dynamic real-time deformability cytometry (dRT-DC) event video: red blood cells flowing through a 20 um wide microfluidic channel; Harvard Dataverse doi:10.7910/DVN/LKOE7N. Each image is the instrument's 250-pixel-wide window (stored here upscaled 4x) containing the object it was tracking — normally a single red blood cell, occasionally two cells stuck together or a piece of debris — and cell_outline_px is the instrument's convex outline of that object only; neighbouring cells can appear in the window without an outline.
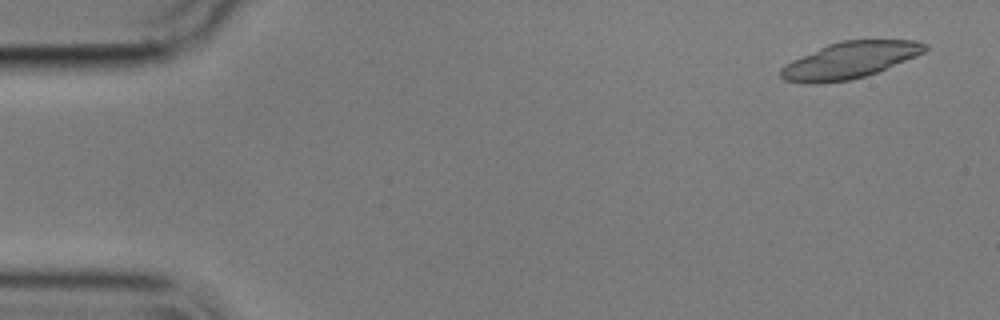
{"species": "common noctule bat (a hibernating species)", "species_latin": "Nyctalus noctula", "temperature_condition": "cold", "stored_images_in_passage": 31, "camera_frame_rate_fps": 3000, "um_per_image_px": 0.085, "animal": {"sex": "male", "body_mass_g": 17.9}, "frame": {"image": 1, "passage_image": 3, "time_ms": 0.667, "image_size_px": [1000, 320], "cell_outline_px": [[928, 48], [924, 52], [916, 56], [876, 72], [864, 76], [848, 80], [816, 84], [808, 84], [784, 80], [780, 76], [780, 68], [784, 64], [792, 60], [828, 44], [840, 40], [916, 40], [928, 44]], "centroid_in_image_um": [72.2, 5.11], "position_along_channel_um": 12.8, "area_um2": 30.52}}